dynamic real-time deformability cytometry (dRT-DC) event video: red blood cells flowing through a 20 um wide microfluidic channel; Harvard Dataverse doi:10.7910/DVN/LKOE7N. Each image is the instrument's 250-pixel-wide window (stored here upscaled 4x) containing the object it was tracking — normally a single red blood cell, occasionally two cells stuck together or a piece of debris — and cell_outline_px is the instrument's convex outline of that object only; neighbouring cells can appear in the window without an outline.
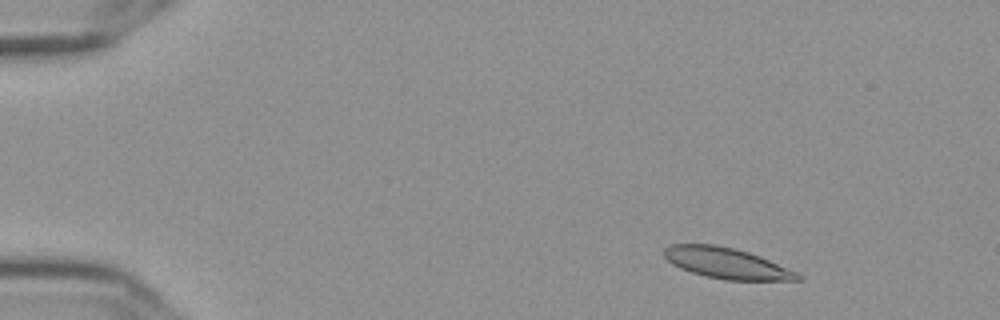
{"species": "Egyptian fruit bat (a non-hibernating species)", "species_latin": "Rousettus aegyptiacus", "temperature_condition": "cold", "stored_images_in_passage": 54, "camera_frame_rate_fps": 3000, "um_per_image_px": 0.085, "frame": {"image": 1, "passage_image": 5, "time_ms": 1.333, "image_size_px": [1000, 320], "cell_outline_px": [[804, 276], [800, 280], [724, 280], [704, 276], [680, 268], [672, 264], [664, 256], [664, 248], [668, 244], [712, 244], [732, 248], [748, 252], [760, 256], [796, 272]], "centroid_in_image_um": [61.73, 22.37], "position_along_channel_um": 23.3, "area_um2": 23.87}}
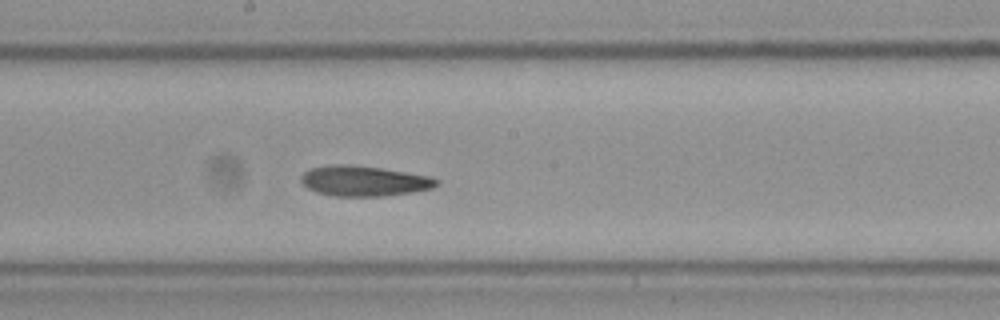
{"frame": {"image": 2, "passage_image": 29, "time_ms": 9.333, "image_size_px": [1000, 320], "cell_outline_px": [[440, 184], [432, 188], [412, 192], [384, 196], [332, 196], [316, 192], [308, 188], [300, 180], [300, 176], [308, 168], [328, 164], [352, 164], [380, 168], [432, 176], [440, 180]], "centroid_in_image_um": [30.93, 15.37], "position_along_channel_um": 217.3, "area_um2": 24.28}}
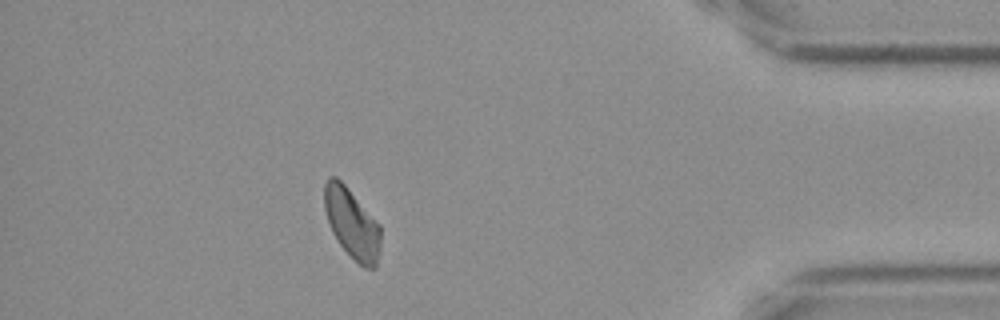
{"frame": {"image": 3, "passage_image": 48, "time_ms": 15.667, "image_size_px": [1000, 320], "cell_outline_px": [[380, 248], [376, 268], [364, 268], [340, 244], [332, 232], [324, 208], [324, 184], [328, 176], [336, 176], [344, 184], [380, 224]], "centroid_in_image_um": [29.91, 18.97], "position_along_channel_um": 405.3, "area_um2": 22.72}, "authors_computed_cell_mechanics": {"area_um2": 24.0159, "velocity_mm_per_s": 3.5958, "shape_relaxation_time_tau1_ms": 8.6491, "shape_relaxation_time_tau2_ms": 5.0704, "deformation_change_tau1": 0.161, "deformation_change_tau2": 0.0987}}